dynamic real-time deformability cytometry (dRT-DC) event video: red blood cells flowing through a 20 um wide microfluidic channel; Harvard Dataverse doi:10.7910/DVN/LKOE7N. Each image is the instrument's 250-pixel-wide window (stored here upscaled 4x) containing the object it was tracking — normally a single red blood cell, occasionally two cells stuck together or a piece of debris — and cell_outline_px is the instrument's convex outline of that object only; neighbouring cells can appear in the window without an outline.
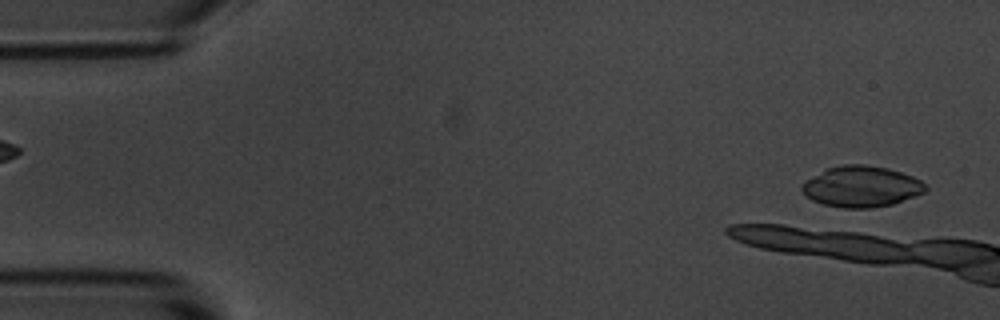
{"species": "common noctule bat (a hibernating species)", "species_latin": "Nyctalus noctula", "temperature_condition": "room temperature", "stored_images_in_passage": 4, "camera_frame_rate_fps": 3000, "um_per_image_px": 0.085, "animal": {"sex": "male", "body_mass_g": 20.1, "forearm_length_mm": 53.5}, "frame": {"image": 1, "passage_image": 2, "time_ms": 0.333, "image_size_px": [1000, 320], "cell_outline_px": [[928, 188], [924, 192], [892, 204], [872, 208], [844, 208], [824, 204], [812, 200], [804, 196], [800, 188], [808, 180], [828, 168], [840, 164], [864, 164], [888, 168], [912, 176], [920, 180]], "centroid_in_image_um": [73.21, 15.86], "position_along_channel_um": 11.8, "area_um2": 29.25}}